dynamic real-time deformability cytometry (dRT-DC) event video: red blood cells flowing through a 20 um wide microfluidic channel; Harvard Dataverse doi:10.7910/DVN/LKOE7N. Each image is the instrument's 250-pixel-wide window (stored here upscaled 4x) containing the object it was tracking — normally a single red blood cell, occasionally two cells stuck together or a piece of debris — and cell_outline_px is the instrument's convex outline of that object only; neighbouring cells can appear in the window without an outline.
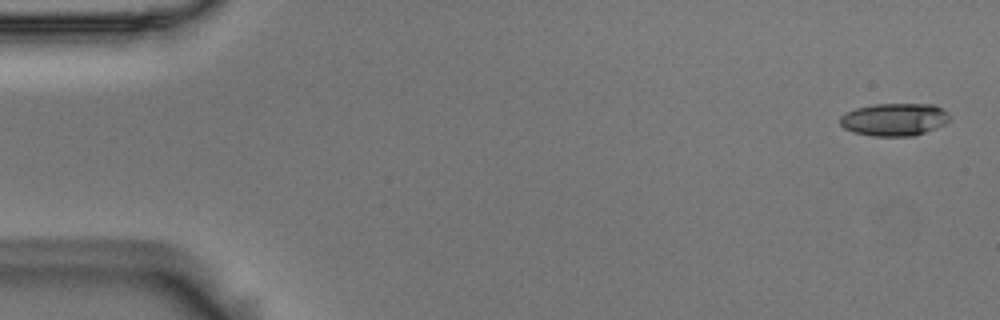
{"species": "Egyptian fruit bat (a non-hibernating species)", "species_latin": "Rousettus aegyptiacus", "temperature_condition": "room temperature", "stored_images_in_passage": 6, "camera_frame_rate_fps": 3000, "um_per_image_px": 0.085, "animal": {"sex": "male"}, "frame": {"image": 1, "passage_image": 1, "time_ms": 0.0, "image_size_px": [1000, 320], "cell_outline_px": [[948, 120], [944, 124], [936, 128], [912, 136], [872, 136], [852, 132], [844, 128], [840, 124], [840, 116], [856, 108], [872, 104], [936, 104], [948, 112]], "centroid_in_image_um": [76.01, 10.15], "position_along_channel_um": 9.0, "area_um2": 20.87}}
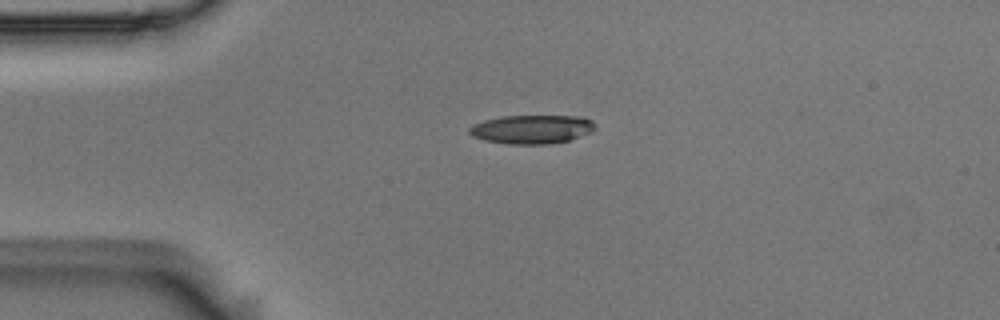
{"frame": {"image": 2, "passage_image": 4, "time_ms": 1.0, "image_size_px": [1000, 320], "cell_outline_px": [[596, 128], [592, 132], [568, 140], [548, 144], [508, 144], [484, 140], [472, 136], [468, 132], [468, 128], [472, 124], [484, 120], [500, 116], [584, 116], [592, 120], [596, 124]], "centroid_in_image_um": [45.2, 10.98], "position_along_channel_um": 39.8, "area_um2": 21.33}}